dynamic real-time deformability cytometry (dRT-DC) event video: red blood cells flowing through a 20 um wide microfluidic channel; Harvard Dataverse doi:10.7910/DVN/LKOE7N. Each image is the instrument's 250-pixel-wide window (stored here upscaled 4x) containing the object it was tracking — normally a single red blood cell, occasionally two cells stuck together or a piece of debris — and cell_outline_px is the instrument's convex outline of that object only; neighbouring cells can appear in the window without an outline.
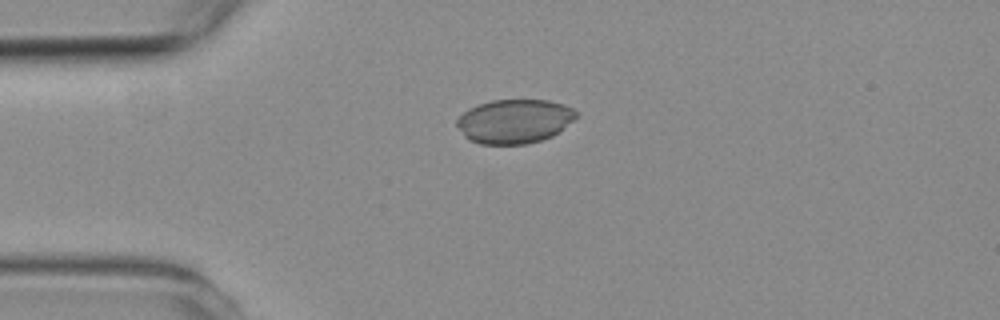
{"species": "common noctule bat (a hibernating species)", "species_latin": "Nyctalus noctula", "temperature_condition": "room temperature", "stored_images_in_passage": 2, "camera_frame_rate_fps": 3000, "um_per_image_px": 0.085, "animal": {"sex": "female", "body_mass_g": 19.3, "forearm_length_mm": 54.1}, "frame": {"image": 1, "passage_image": 1, "time_ms": 0.0, "image_size_px": [1000, 320], "cell_outline_px": [[576, 116], [572, 120], [552, 136], [540, 140], [524, 144], [480, 144], [468, 140], [464, 136], [456, 124], [456, 120], [468, 108], [492, 100], [548, 100], [564, 104], [572, 108], [576, 112]], "centroid_in_image_um": [43.69, 10.3], "position_along_channel_um": 41.3, "area_um2": 30.4}}